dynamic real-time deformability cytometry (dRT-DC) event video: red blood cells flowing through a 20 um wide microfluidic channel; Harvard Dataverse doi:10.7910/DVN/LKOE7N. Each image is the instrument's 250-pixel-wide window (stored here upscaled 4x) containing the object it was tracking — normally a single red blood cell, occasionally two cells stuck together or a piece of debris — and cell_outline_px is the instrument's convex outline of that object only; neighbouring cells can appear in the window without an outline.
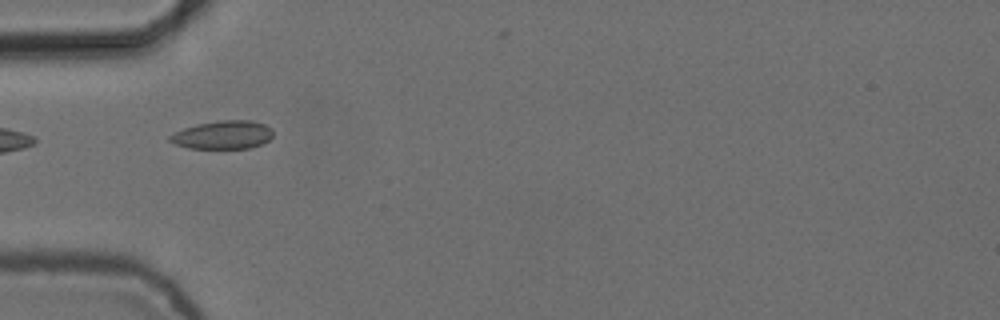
{"species": "common noctule bat (a hibernating species)", "species_latin": "Nyctalus noctula", "temperature_condition": "cold", "stored_images_in_passage": 8, "camera_frame_rate_fps": 3000, "um_per_image_px": 0.085, "animal": {"sex": "female", "body_mass_g": 24.6, "forearm_length_mm": 56.2}, "frame": {"image": 1, "passage_image": 4, "time_ms": 1.0, "image_size_px": [1000, 320], "cell_outline_px": [[272, 136], [268, 140], [260, 144], [248, 148], [188, 148], [176, 144], [168, 140], [168, 136], [184, 128], [196, 124], [220, 120], [252, 120], [264, 124], [272, 128]], "centroid_in_image_um": [18.94, 11.45], "position_along_channel_um": 66.1, "area_um2": 16.94}}
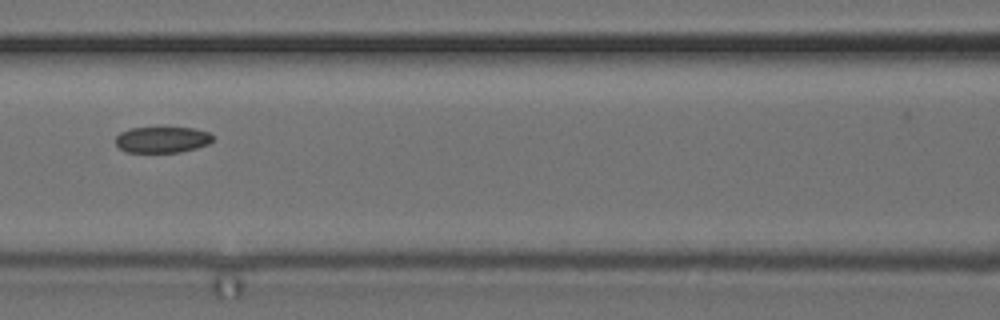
{"frame": {"image": 2, "passage_image": 6, "time_ms": 1.667, "image_size_px": [1000, 320], "cell_outline_px": [[212, 140], [208, 144], [196, 148], [180, 152], [124, 152], [116, 144], [116, 136], [120, 132], [132, 128], [192, 128], [208, 132], [212, 136]], "centroid_in_image_um": [13.76, 11.88], "position_along_channel_um": 152.8, "area_um2": 14.62}}
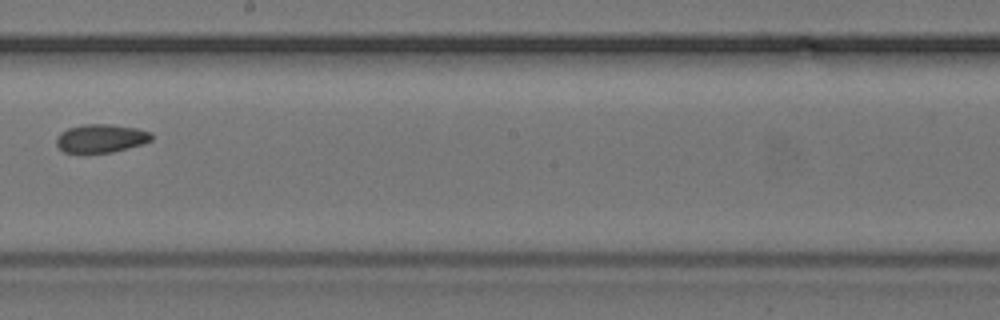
{"frame": {"image": 3, "passage_image": 8, "time_ms": 2.333, "image_size_px": [1000, 320], "cell_outline_px": [[152, 140], [144, 144], [112, 152], [64, 152], [56, 144], [56, 136], [60, 132], [68, 128], [84, 124], [108, 124], [136, 128], [152, 132]], "centroid_in_image_um": [8.6, 11.75], "position_along_channel_um": 239.6, "area_um2": 15.72}}